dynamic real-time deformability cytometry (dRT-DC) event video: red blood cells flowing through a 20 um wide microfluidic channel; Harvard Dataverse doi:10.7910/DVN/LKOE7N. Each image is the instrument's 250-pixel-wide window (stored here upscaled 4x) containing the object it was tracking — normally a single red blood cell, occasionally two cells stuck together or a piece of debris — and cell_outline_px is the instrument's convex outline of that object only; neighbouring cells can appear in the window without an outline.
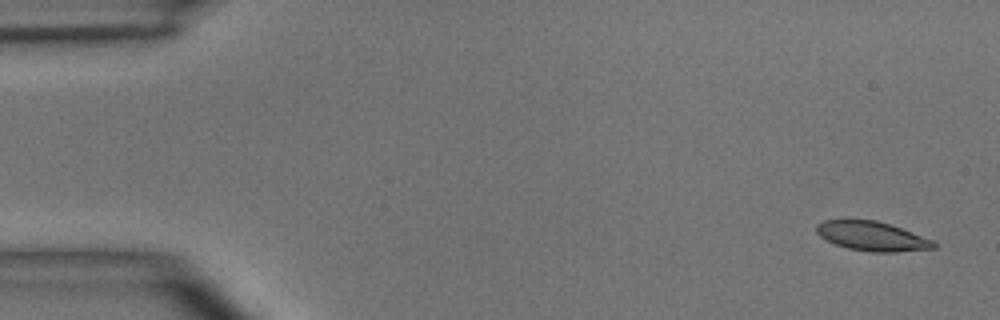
{"species": "common noctule bat (a hibernating species)", "species_latin": "Nyctalus noctula", "temperature_condition": "room temperature", "stored_images_in_passage": 5, "camera_frame_rate_fps": 3000, "um_per_image_px": 0.085, "animal": {"sex": "male", "body_mass_g": 15.6}, "frame": {"image": 1, "passage_image": 1, "time_ms": 0.0, "image_size_px": [1000, 320], "cell_outline_px": [[936, 248], [896, 252], [868, 252], [848, 248], [836, 244], [820, 236], [816, 232], [816, 224], [824, 220], [876, 220], [892, 224], [932, 240], [936, 244]], "centroid_in_image_um": [74.13, 20.07], "position_along_channel_um": 10.9, "area_um2": 20.0}}
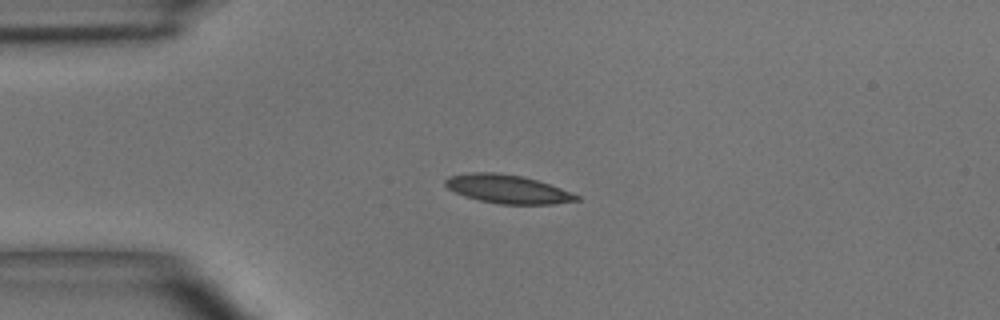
{"frame": {"image": 2, "passage_image": 3, "time_ms": 3.333, "image_size_px": [1000, 320], "cell_outline_px": [[580, 200], [552, 204], [500, 204], [480, 200], [464, 196], [448, 188], [444, 184], [444, 180], [448, 176], [472, 172], [492, 172], [520, 176], [536, 180], [560, 188], [580, 196]], "centroid_in_image_um": [43.12, 16.07], "position_along_channel_um": 41.9, "area_um2": 21.56}}
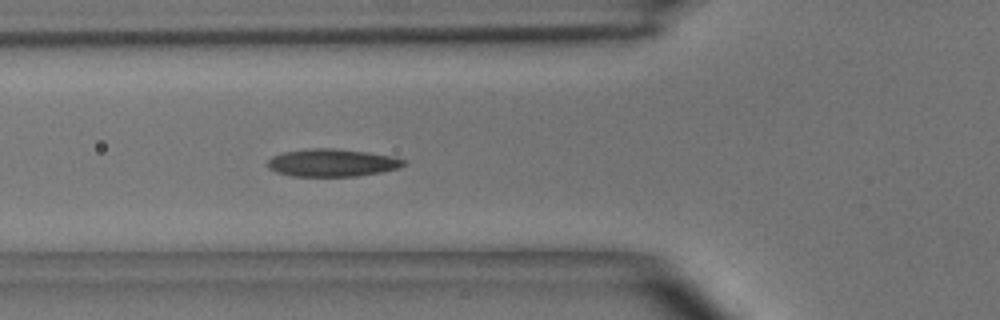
{"frame": {"image": 3, "passage_image": 5, "time_ms": 5.333, "image_size_px": [1000, 320], "cell_outline_px": [[408, 160], [400, 168], [380, 172], [356, 176], [292, 176], [276, 172], [268, 168], [268, 160], [272, 156], [284, 152], [308, 148], [336, 148], [368, 152], [396, 156]], "centroid_in_image_um": [28.27, 13.82], "position_along_channel_um": 97.5, "area_um2": 22.14}}